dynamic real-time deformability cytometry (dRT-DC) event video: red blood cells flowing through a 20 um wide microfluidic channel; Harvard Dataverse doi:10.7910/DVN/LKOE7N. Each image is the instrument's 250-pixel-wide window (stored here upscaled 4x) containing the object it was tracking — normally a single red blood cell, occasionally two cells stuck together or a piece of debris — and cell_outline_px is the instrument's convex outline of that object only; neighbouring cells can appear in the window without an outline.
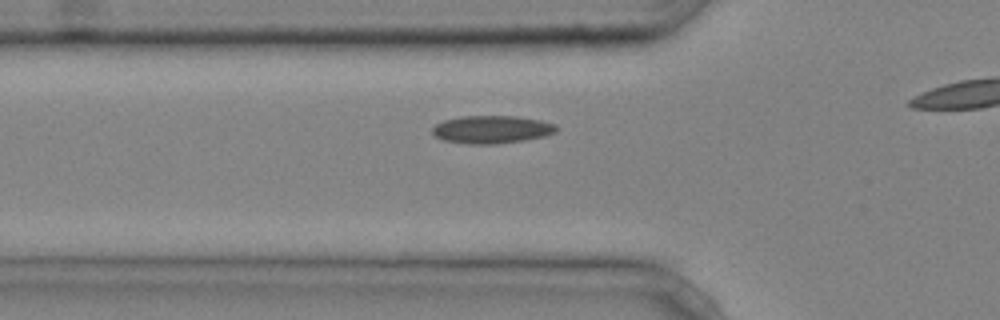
{"species": "common noctule bat (a hibernating species)", "species_latin": "Nyctalus noctula", "temperature_condition": "cold", "stored_images_in_passage": 7, "camera_frame_rate_fps": 3000, "um_per_image_px": 0.085, "animal": {"sex": "male", "body_mass_g": 20.4}, "frame": {"image": 1, "passage_image": 2, "time_ms": 0.333, "image_size_px": [1000, 320], "cell_outline_px": [[556, 132], [544, 136], [524, 140], [496, 144], [468, 144], [444, 140], [436, 136], [432, 132], [432, 128], [436, 124], [444, 120], [460, 116], [516, 116], [540, 120], [556, 124]], "centroid_in_image_um": [41.79, 11.0], "position_along_channel_um": 84.0, "area_um2": 20.06}}